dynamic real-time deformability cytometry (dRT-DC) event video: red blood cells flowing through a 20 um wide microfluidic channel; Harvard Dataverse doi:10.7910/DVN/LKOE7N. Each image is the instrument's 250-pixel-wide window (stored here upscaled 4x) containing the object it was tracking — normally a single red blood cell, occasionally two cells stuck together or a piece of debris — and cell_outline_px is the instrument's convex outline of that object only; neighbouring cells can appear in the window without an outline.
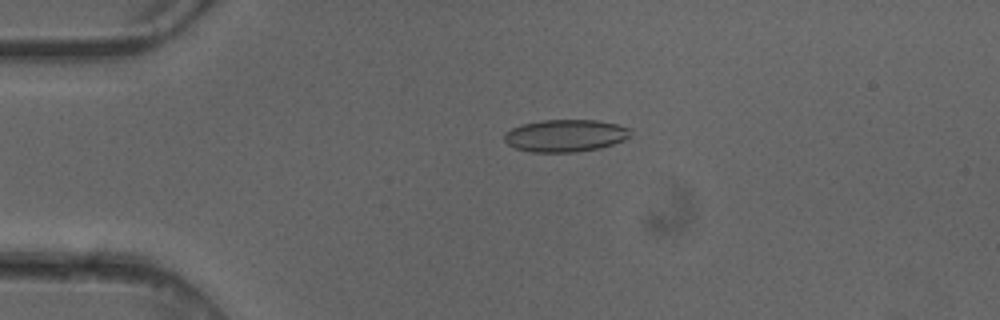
{"species": "common noctule bat (a hibernating species)", "species_latin": "Nyctalus noctula", "temperature_condition": "cold", "stored_images_in_passage": 4, "camera_frame_rate_fps": 3000, "um_per_image_px": 0.085, "animal": {"sex": "female"}, "frame": {"image": 1, "passage_image": 3, "time_ms": 0.667, "image_size_px": [1000, 320], "cell_outline_px": [[632, 132], [624, 140], [600, 148], [576, 152], [532, 152], [516, 148], [508, 144], [504, 140], [504, 132], [520, 124], [540, 120], [596, 120], [616, 124], [632, 128]], "centroid_in_image_um": [48.04, 11.52], "position_along_channel_um": 37.0, "area_um2": 23.87}}